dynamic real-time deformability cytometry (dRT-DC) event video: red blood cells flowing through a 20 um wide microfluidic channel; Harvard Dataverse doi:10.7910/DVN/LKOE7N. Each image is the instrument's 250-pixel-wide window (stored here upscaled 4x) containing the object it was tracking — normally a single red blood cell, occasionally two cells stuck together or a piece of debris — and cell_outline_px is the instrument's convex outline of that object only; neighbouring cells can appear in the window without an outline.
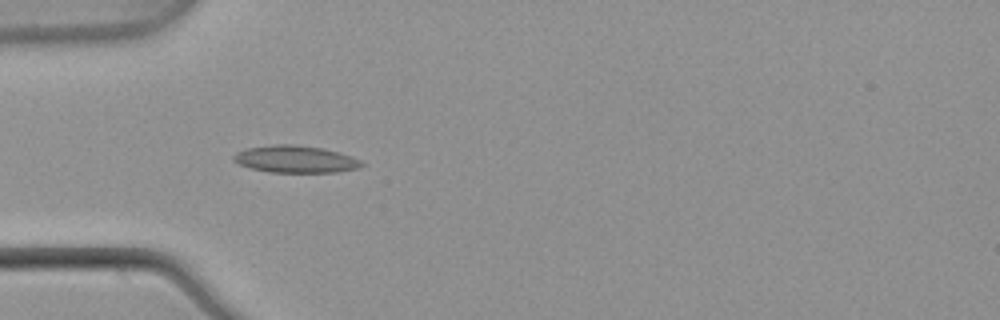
{"species": "common noctule bat (a hibernating species)", "species_latin": "Nyctalus noctula", "temperature_condition": "warm", "stored_images_in_passage": 37, "camera_frame_rate_fps": 3000, "um_per_image_px": 0.085, "animal": {"sex": "male", "body_mass_g": 21.5, "forearm_length_mm": 52.0}, "frame": {"image": 1, "passage_image": 1, "time_ms": 0.0, "image_size_px": [1000, 320], "cell_outline_px": [[364, 164], [360, 168], [336, 172], [268, 172], [248, 168], [232, 160], [232, 156], [236, 152], [248, 148], [276, 144], [292, 144], [324, 148], [352, 156], [360, 160]], "centroid_in_image_um": [25.1, 13.53], "position_along_channel_um": 59.9, "area_um2": 20.35}}
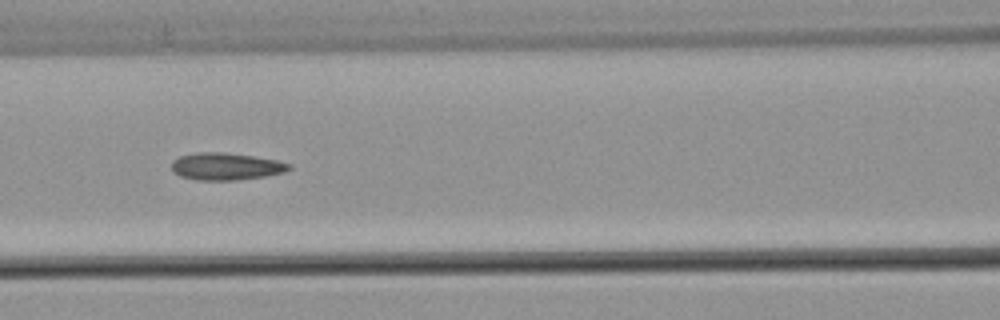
{"frame": {"image": 2, "passage_image": 8, "time_ms": 2.333, "image_size_px": [1000, 320], "cell_outline_px": [[292, 168], [284, 172], [264, 176], [236, 180], [196, 180], [180, 176], [172, 172], [172, 160], [180, 156], [196, 152], [224, 152], [252, 156], [276, 160], [292, 164]], "centroid_in_image_um": [19.18, 14.14], "position_along_channel_um": 147.4, "area_um2": 18.67}}
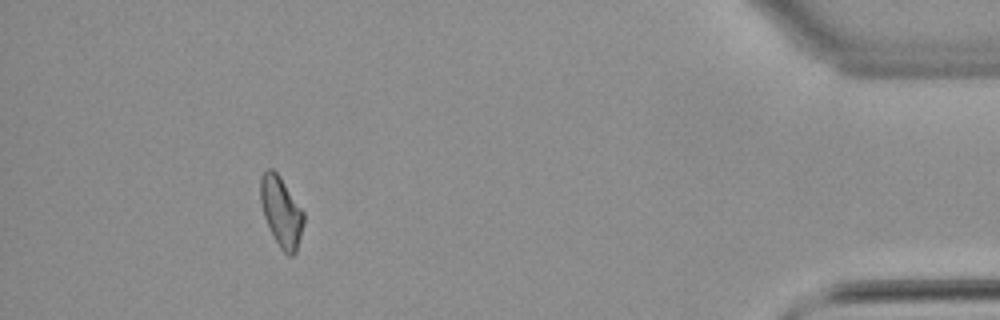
{"frame": {"image": 3, "passage_image": 33, "time_ms": 10.667, "image_size_px": [1000, 320], "cell_outline_px": [[304, 224], [296, 252], [292, 256], [288, 256], [280, 248], [264, 216], [260, 204], [260, 180], [264, 172], [268, 168], [272, 168], [280, 176], [304, 212]], "centroid_in_image_um": [23.91, 17.99], "position_along_channel_um": 411.3, "area_um2": 17.51}, "authors_computed_cell_mechanics": {"area_um2": 17.918, "velocity_mm_per_s": 3.8834, "shape_relaxation_time_tau1_ms": null, "shape_relaxation_time_tau2_ms": 3.3027, "deformation_change_tau1": null, "deformation_change_tau2": 0.1084}}